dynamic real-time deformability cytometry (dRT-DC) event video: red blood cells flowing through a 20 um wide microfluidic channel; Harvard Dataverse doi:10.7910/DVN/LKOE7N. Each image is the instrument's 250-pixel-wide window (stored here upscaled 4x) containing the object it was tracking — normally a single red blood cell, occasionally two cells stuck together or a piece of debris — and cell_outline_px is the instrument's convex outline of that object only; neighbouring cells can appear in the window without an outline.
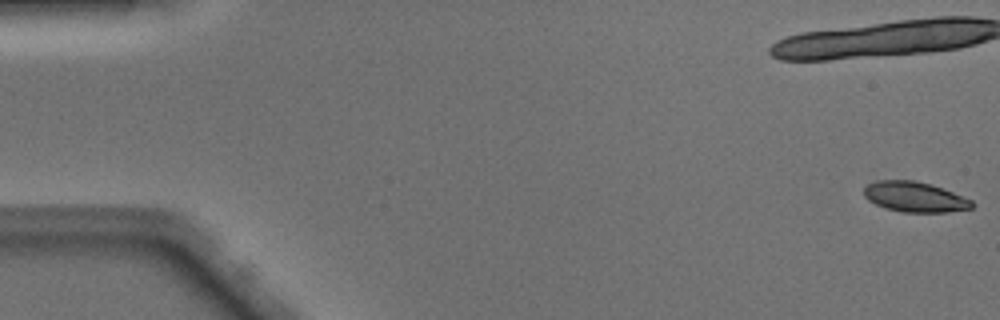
{"species": "Egyptian fruit bat (a non-hibernating species)", "species_latin": "Rousettus aegyptiacus", "temperature_condition": "warm", "stored_images_in_passage": 50, "camera_frame_rate_fps": 3000, "um_per_image_px": 0.085, "animal": {"sex": "male"}, "frame": {"image": 1, "passage_image": 1, "time_ms": 0.0, "image_size_px": [1000, 320], "cell_outline_px": [[976, 204], [972, 208], [948, 212], [904, 212], [888, 208], [876, 204], [868, 200], [864, 196], [864, 188], [868, 184], [876, 180], [912, 180], [932, 184], [972, 200]], "centroid_in_image_um": [77.77, 16.73], "position_along_channel_um": 7.2, "area_um2": 18.96}, "authors_computed_cell_mechanics": {"area_um2": 20.3167, "velocity_mm_per_s": 4.1001, "shape_relaxation_time_tau1_ms": 4.6157, "shape_relaxation_time_tau2_ms": 2.2996, "deformation_change_tau1": 0.1213, "deformation_change_tau2": 0.0704}}